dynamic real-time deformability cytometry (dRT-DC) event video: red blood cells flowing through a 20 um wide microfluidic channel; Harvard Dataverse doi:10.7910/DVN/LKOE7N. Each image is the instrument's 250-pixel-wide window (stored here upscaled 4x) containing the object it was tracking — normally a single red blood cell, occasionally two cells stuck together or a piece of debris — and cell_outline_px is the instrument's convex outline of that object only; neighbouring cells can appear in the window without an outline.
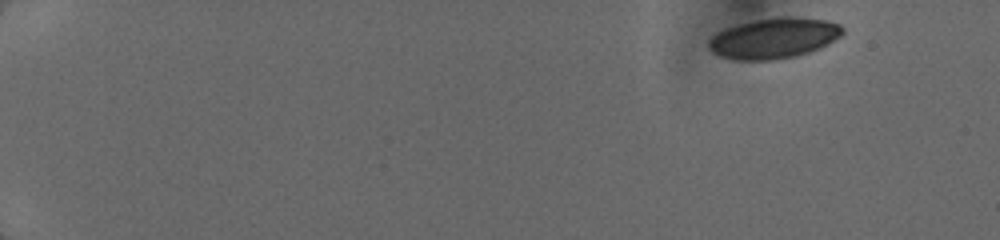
{"species": "human", "species_latin": "Homo sapiens", "temperature_condition": "cold", "stored_images_in_passage": 16, "camera_frame_rate_fps": 3000, "um_per_image_px": 0.085, "donor": {"sex": "female"}, "frame": {"image": 1, "passage_image": 1, "time_ms": 0.0, "image_size_px": [1000, 240], "cell_outline_px": [[844, 32], [840, 36], [820, 48], [808, 52], [792, 56], [772, 60], [732, 60], [720, 56], [712, 52], [708, 48], [708, 40], [712, 36], [724, 28], [736, 24], [756, 20], [780, 16], [788, 16], [824, 20], [840, 24], [844, 28]], "centroid_in_image_um": [65.75, 3.24], "position_along_channel_um": 19.3, "area_um2": 31.62}}
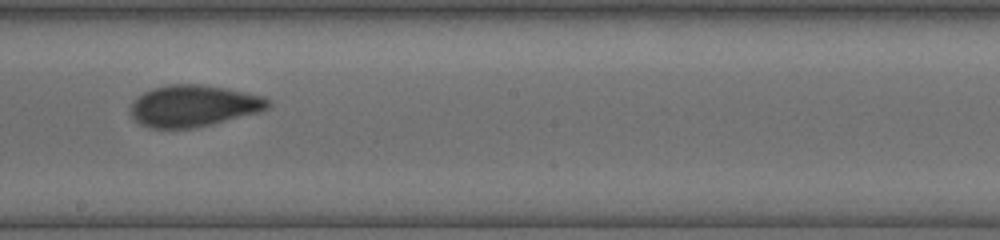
{"frame": {"image": 2, "passage_image": 10, "time_ms": 9.0, "image_size_px": [1000, 240], "cell_outline_px": [[272, 108], [264, 112], [212, 124], [192, 128], [152, 128], [140, 124], [132, 116], [128, 108], [132, 100], [136, 96], [152, 88], [168, 84], [200, 84], [228, 88], [264, 96], [272, 100]], "centroid_in_image_um": [16.51, 8.99], "position_along_channel_um": 231.7, "area_um2": 34.16}}
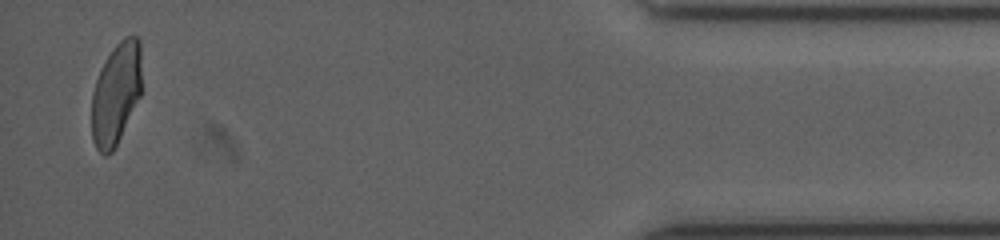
{"frame": {"image": 3, "passage_image": 16, "time_ms": 15.0, "image_size_px": [1000, 240], "cell_outline_px": [[140, 96], [112, 152], [108, 156], [104, 156], [96, 148], [92, 140], [92, 92], [100, 68], [112, 48], [124, 36], [136, 36], [140, 40]], "centroid_in_image_um": [9.84, 7.95], "position_along_channel_um": 425.4, "area_um2": 29.48}}